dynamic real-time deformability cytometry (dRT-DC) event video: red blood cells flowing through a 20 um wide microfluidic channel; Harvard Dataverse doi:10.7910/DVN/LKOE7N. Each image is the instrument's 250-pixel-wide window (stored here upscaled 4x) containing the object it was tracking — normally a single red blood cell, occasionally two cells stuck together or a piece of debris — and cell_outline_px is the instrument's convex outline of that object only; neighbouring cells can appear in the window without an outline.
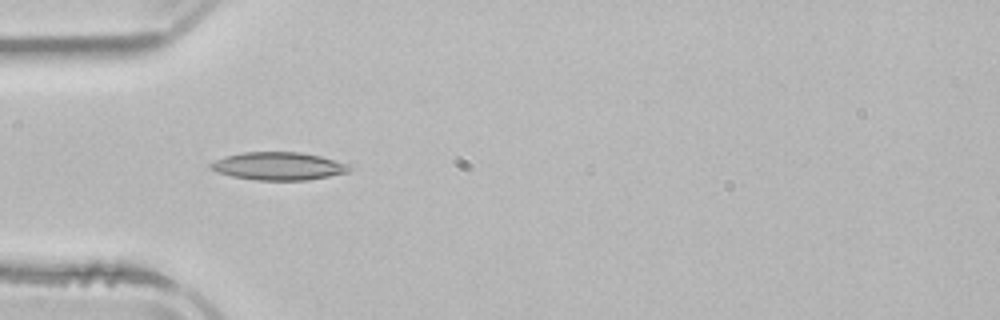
{"species": "common noctule bat (a hibernating species)", "species_latin": "Nyctalus noctula", "temperature_condition": "room temperature", "stored_images_in_passage": 2, "camera_frame_rate_fps": 3000, "um_per_image_px": 0.085, "animal": {"sex": "male", "body_mass_g": 21.5, "forearm_length_mm": 52.0}, "frame": {"image": 1, "passage_image": 1, "time_ms": 0.0, "image_size_px": [1000, 320], "cell_outline_px": [[352, 168], [348, 172], [308, 180], [256, 180], [232, 176], [216, 172], [208, 168], [208, 164], [224, 156], [244, 152], [300, 152], [320, 156], [348, 164]], "centroid_in_image_um": [23.63, 14.12], "position_along_channel_um": 61.4, "area_um2": 22.54}}
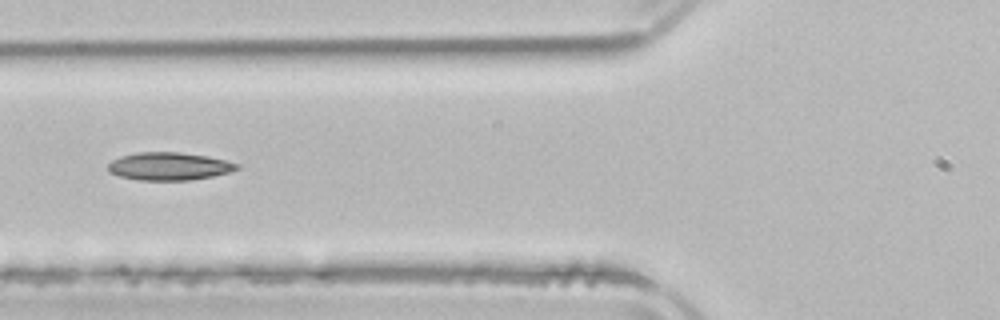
{"frame": {"image": 2, "passage_image": 2, "time_ms": 1.333, "image_size_px": [1000, 320], "cell_outline_px": [[240, 168], [228, 172], [212, 176], [192, 180], [140, 180], [120, 176], [108, 172], [108, 164], [112, 160], [120, 156], [136, 152], [180, 152], [208, 156], [240, 164]], "centroid_in_image_um": [14.36, 14.13], "position_along_channel_um": 111.4, "area_um2": 20.92}}